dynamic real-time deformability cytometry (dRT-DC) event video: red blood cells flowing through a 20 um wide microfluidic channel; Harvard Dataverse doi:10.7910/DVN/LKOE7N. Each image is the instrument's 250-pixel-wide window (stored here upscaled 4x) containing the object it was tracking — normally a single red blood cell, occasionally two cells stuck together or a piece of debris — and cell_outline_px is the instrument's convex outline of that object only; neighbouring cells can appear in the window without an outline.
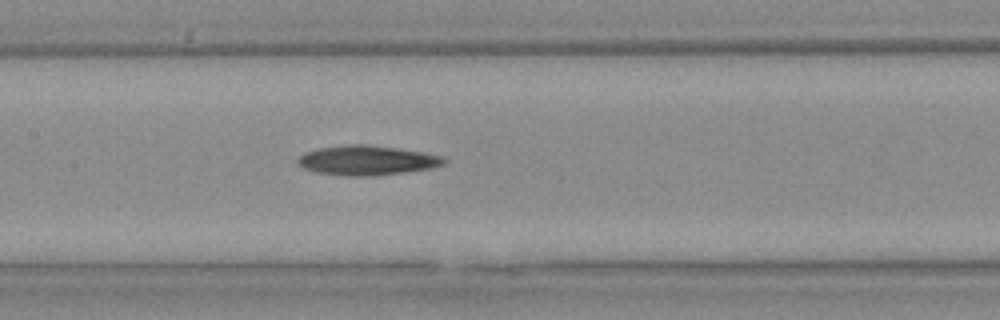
{"species": "Egyptian fruit bat (a non-hibernating species)", "species_latin": "Rousettus aegyptiacus", "temperature_condition": "warm", "stored_images_in_passage": 24, "camera_frame_rate_fps": 3000, "um_per_image_px": 0.085, "animal": {"sex": "female"}, "frame": {"image": 1, "passage_image": 14, "time_ms": 4.333, "image_size_px": [1000, 320], "cell_outline_px": [[448, 160], [444, 164], [432, 168], [404, 172], [368, 176], [348, 176], [316, 172], [304, 168], [296, 164], [296, 160], [304, 152], [320, 148], [344, 144], [364, 144], [396, 148], [424, 152], [444, 156]], "centroid_in_image_um": [31.19, 13.62], "position_along_channel_um": 176.2, "area_um2": 25.32}}